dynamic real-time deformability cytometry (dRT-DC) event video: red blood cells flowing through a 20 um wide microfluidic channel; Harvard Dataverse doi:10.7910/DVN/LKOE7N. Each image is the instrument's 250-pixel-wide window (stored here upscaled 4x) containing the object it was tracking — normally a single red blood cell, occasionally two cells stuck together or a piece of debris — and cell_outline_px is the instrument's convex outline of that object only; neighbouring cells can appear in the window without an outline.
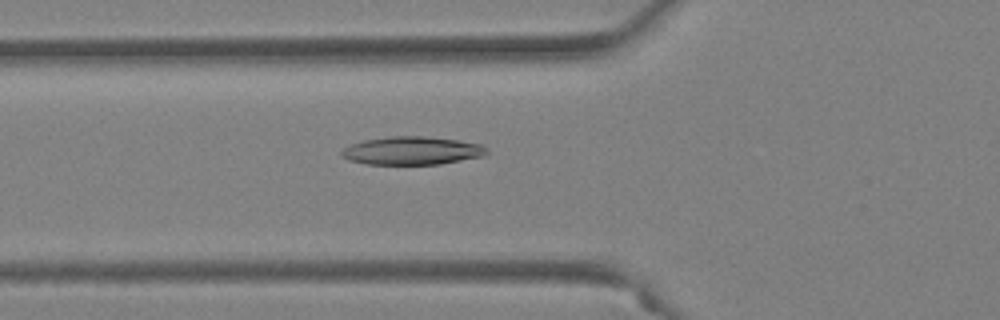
{"species": "Egyptian fruit bat (a non-hibernating species)", "species_latin": "Rousettus aegyptiacus", "temperature_condition": "warm", "stored_images_in_passage": 46, "camera_frame_rate_fps": 3000, "um_per_image_px": 0.085, "animal": {"sex": "female"}, "frame": {"image": 1, "passage_image": 14, "time_ms": 4.333, "image_size_px": [1000, 320], "cell_outline_px": [[488, 152], [484, 156], [440, 164], [368, 164], [348, 160], [340, 156], [340, 152], [348, 144], [364, 140], [392, 136], [424, 136], [456, 140], [484, 144], [488, 148]], "centroid_in_image_um": [35.02, 12.8], "position_along_channel_um": 90.8, "area_um2": 23.99}}
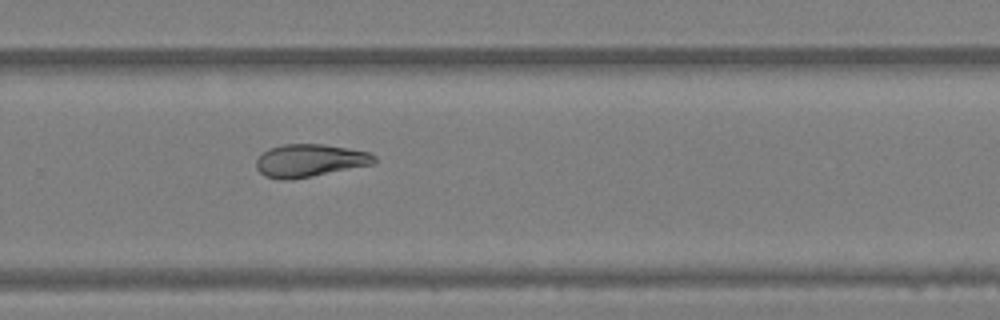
{"frame": {"image": 2, "passage_image": 30, "time_ms": 9.667, "image_size_px": [1000, 320], "cell_outline_px": [[376, 160], [372, 164], [292, 180], [280, 180], [264, 176], [256, 168], [256, 160], [268, 148], [284, 144], [324, 144], [348, 148], [368, 152], [376, 156]], "centroid_in_image_um": [26.3, 13.65], "position_along_channel_um": 303.5, "area_um2": 22.48}}
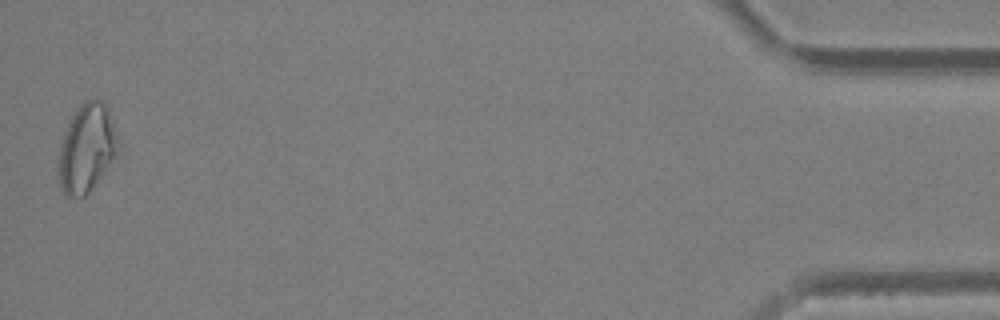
{"frame": {"image": 3, "passage_image": 46, "time_ms": 15.0, "image_size_px": [1000, 320], "cell_outline_px": [[120, 144], [116, 156], [92, 188], [84, 196], [64, 196], [60, 188], [56, 172], [56, 160], [60, 144], [64, 132], [72, 112], [84, 100], [104, 100], [108, 108]], "centroid_in_image_um": [7.32, 12.59], "position_along_channel_um": 427.9, "area_um2": 31.33}}